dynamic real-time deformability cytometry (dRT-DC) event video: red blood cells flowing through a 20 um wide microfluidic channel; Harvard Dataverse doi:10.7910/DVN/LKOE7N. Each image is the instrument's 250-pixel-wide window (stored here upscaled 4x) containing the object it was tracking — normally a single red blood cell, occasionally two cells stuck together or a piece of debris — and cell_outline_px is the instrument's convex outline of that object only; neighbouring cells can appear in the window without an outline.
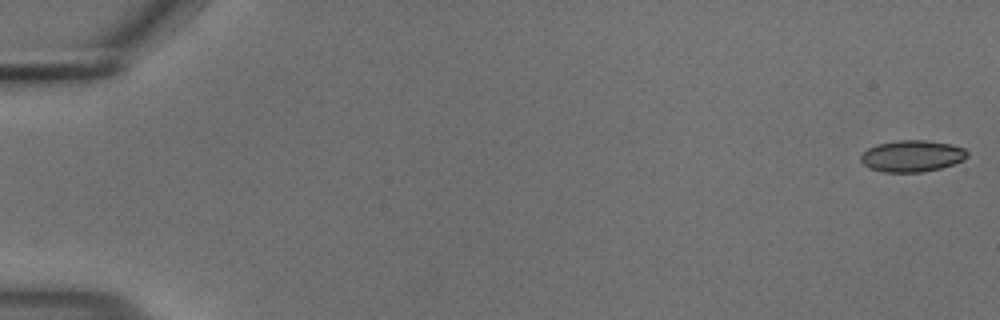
{"species": "common noctule bat (a hibernating species)", "species_latin": "Nyctalus noctula", "temperature_condition": "cold", "stored_images_in_passage": 55, "camera_frame_rate_fps": 3000, "um_per_image_px": 0.085, "animal": {"sex": "male", "body_mass_g": 18.8}, "frame": {"image": 1, "passage_image": 1, "time_ms": 0.0, "image_size_px": [1000, 320], "cell_outline_px": [[968, 156], [964, 160], [940, 168], [920, 172], [884, 172], [868, 168], [860, 160], [860, 156], [868, 148], [876, 144], [896, 140], [924, 140], [948, 144], [964, 148], [968, 152]], "centroid_in_image_um": [77.5, 13.26], "position_along_channel_um": 7.5, "area_um2": 19.54}}
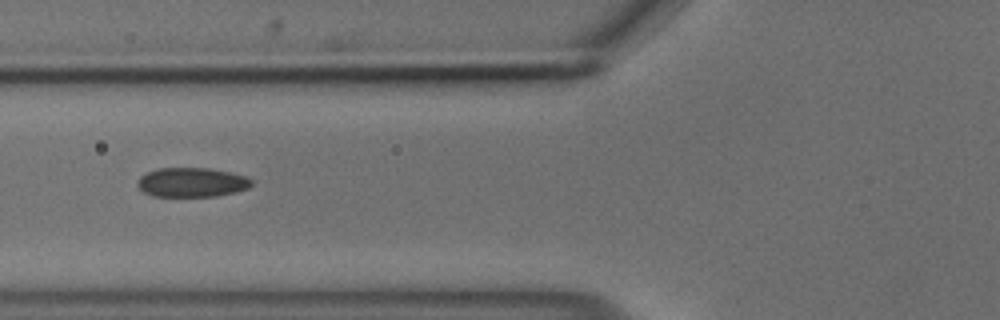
{"frame": {"image": 2, "passage_image": 22, "time_ms": 7.0, "image_size_px": [1000, 320], "cell_outline_px": [[252, 184], [248, 188], [236, 192], [216, 196], [152, 196], [144, 192], [136, 184], [136, 180], [140, 176], [156, 168], [212, 168], [248, 176], [252, 180]], "centroid_in_image_um": [16.31, 15.49], "position_along_channel_um": 109.5, "area_um2": 19.71}}
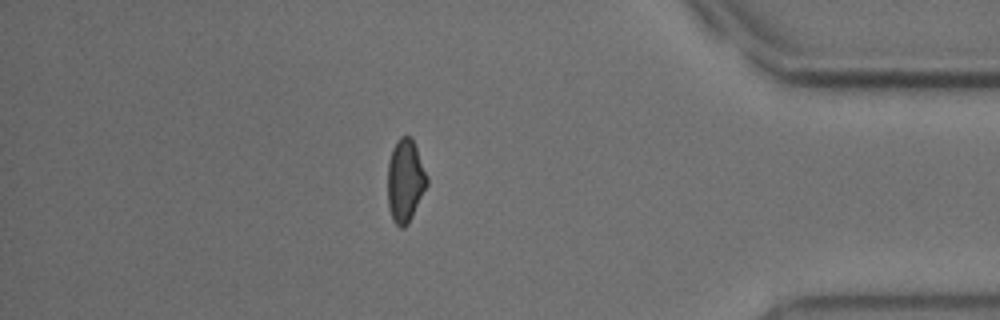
{"frame": {"image": 3, "passage_image": 48, "time_ms": 15.667, "image_size_px": [1000, 320], "cell_outline_px": [[428, 184], [408, 224], [404, 228], [400, 228], [392, 220], [388, 208], [388, 160], [392, 148], [396, 140], [400, 136], [412, 136], [428, 176]], "centroid_in_image_um": [34.44, 15.34], "position_along_channel_um": 400.8, "area_um2": 19.31}, "authors_computed_cell_mechanics": {"area_um2": 19.8832, "velocity_mm_per_s": 3.7121, "shape_relaxation_time_tau1_ms": 7.1106, "shape_relaxation_time_tau2_ms": 2.0167, "deformation_change_tau1": 0.1302, "deformation_change_tau2": 0.066}}